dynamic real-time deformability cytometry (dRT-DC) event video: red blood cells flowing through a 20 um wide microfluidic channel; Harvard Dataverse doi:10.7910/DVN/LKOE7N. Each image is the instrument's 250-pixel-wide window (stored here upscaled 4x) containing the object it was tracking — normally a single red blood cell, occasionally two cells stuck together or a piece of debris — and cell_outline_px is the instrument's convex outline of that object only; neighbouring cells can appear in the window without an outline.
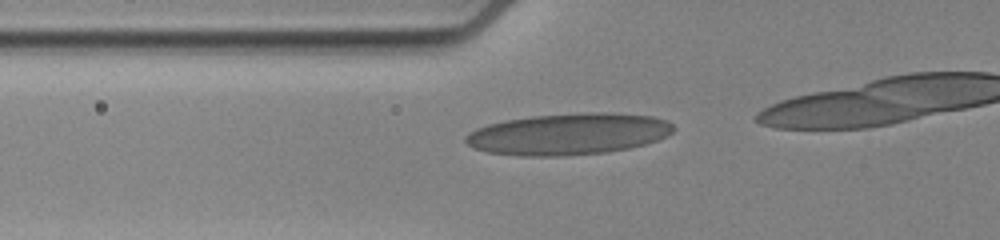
{"species": "human", "species_latin": "Homo sapiens", "temperature_condition": "cold", "stored_images_in_passage": 4, "camera_frame_rate_fps": 3000, "um_per_image_px": 0.085, "donor": {"sex": "female"}, "frame": {"image": 1, "passage_image": 2, "time_ms": 0.333, "image_size_px": [1000, 240], "cell_outline_px": [[676, 128], [672, 132], [656, 140], [644, 144], [628, 148], [608, 152], [560, 156], [520, 156], [488, 152], [472, 148], [464, 140], [464, 136], [468, 132], [476, 128], [488, 124], [504, 120], [532, 116], [588, 112], [604, 112], [652, 116], [668, 120]], "centroid_in_image_um": [48.28, 11.39], "position_along_channel_um": 77.5, "area_um2": 50.4}}